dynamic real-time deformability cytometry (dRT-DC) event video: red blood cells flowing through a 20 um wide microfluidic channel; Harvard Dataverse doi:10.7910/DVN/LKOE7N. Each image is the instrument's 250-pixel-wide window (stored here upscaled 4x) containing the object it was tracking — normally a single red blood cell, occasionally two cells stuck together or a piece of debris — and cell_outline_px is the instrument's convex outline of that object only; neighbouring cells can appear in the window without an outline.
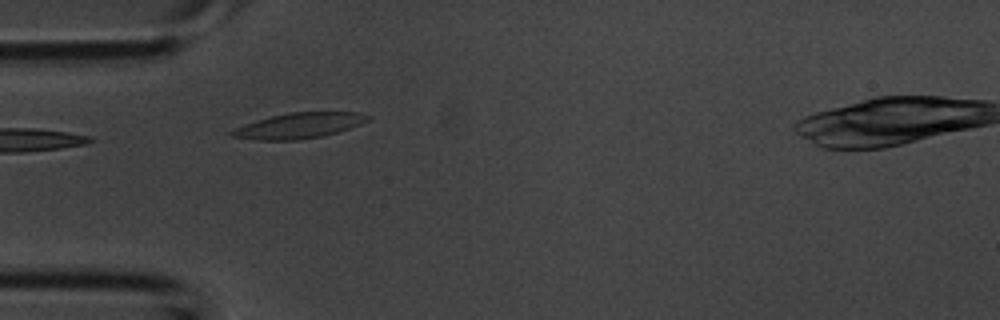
{"species": "common noctule bat (a hibernating species)", "species_latin": "Nyctalus noctula", "temperature_condition": "room temperature", "stored_images_in_passage": 2, "camera_frame_rate_fps": 3000, "um_per_image_px": 0.085, "animal": {"sex": "male", "body_mass_g": 20.1, "forearm_length_mm": 53.5}, "frame": {"image": 1, "passage_image": 2, "time_ms": 0.333, "image_size_px": [1000, 320], "cell_outline_px": [[372, 116], [368, 120], [360, 124], [324, 136], [296, 140], [256, 140], [232, 136], [228, 132], [244, 124], [256, 120], [288, 112], [360, 112]], "centroid_in_image_um": [25.41, 10.67], "position_along_channel_um": 59.6, "area_um2": 20.11}}